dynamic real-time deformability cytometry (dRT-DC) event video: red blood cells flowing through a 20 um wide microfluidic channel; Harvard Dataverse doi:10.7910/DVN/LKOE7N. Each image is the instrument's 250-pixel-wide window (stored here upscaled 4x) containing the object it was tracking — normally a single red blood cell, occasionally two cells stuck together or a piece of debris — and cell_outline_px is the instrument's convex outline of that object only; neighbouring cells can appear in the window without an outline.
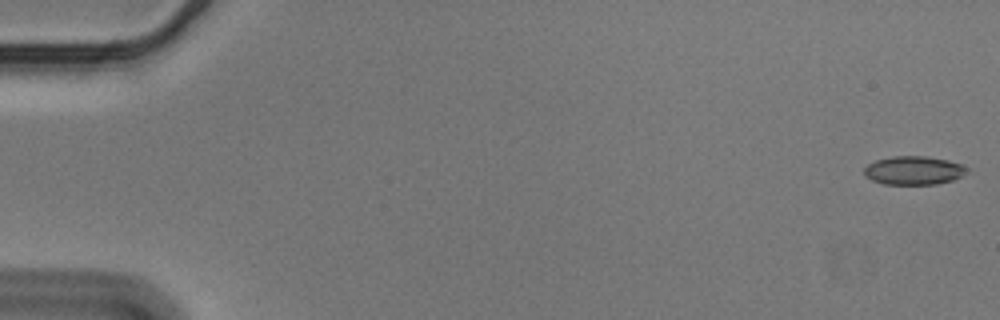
{"species": "Egyptian fruit bat (a non-hibernating species)", "species_latin": "Rousettus aegyptiacus", "temperature_condition": "cold", "stored_images_in_passage": 56, "camera_frame_rate_fps": 3000, "um_per_image_px": 0.085, "animal": {"sex": "male"}, "frame": {"image": 1, "passage_image": 1, "time_ms": 0.0, "image_size_px": [1000, 320], "cell_outline_px": [[968, 168], [960, 176], [952, 180], [936, 184], [884, 184], [872, 180], [864, 176], [864, 168], [868, 164], [876, 160], [892, 156], [928, 156], [948, 160], [960, 164]], "centroid_in_image_um": [77.62, 14.48], "position_along_channel_um": 7.4, "area_um2": 16.99}}
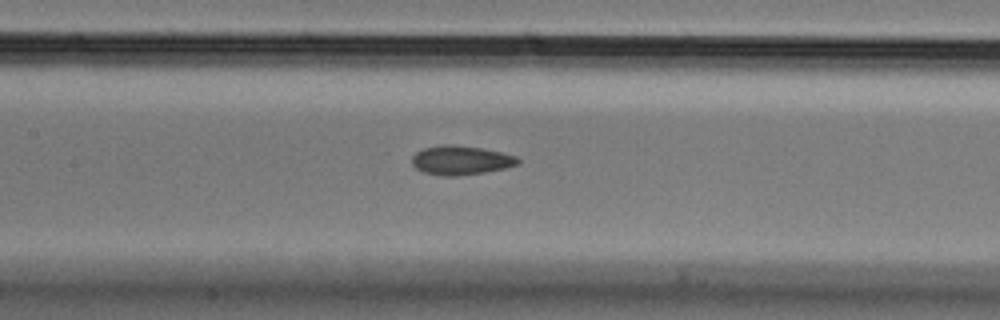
{"frame": {"image": 2, "passage_image": 27, "time_ms": 8.667, "image_size_px": [1000, 320], "cell_outline_px": [[520, 164], [504, 168], [484, 172], [456, 176], [444, 176], [424, 172], [416, 168], [412, 164], [412, 156], [416, 152], [424, 148], [440, 144], [444, 144], [480, 148], [500, 152], [516, 156], [520, 160]], "centroid_in_image_um": [39.16, 13.62], "position_along_channel_um": 168.2, "area_um2": 17.8}}
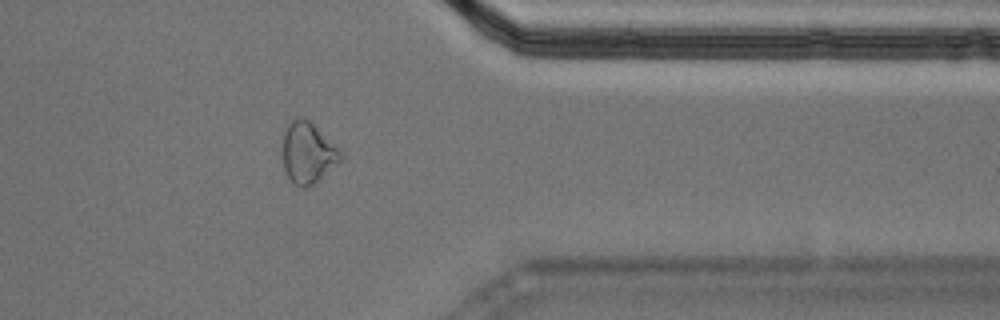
{"frame": {"image": 3, "passage_image": 46, "time_ms": 15.0, "image_size_px": [1000, 320], "cell_outline_px": [[344, 156], [316, 184], [304, 188], [300, 188], [288, 176], [284, 168], [280, 152], [284, 132], [288, 124], [292, 120], [300, 116], [304, 116], [312, 120], [340, 148]], "centroid_in_image_um": [26.17, 12.95], "position_along_channel_um": 385.2, "area_um2": 21.5}, "authors_computed_cell_mechanics": {"area_um2": 17.918, "velocity_mm_per_s": 3.5829, "shape_relaxation_time_tau1_ms": null, "shape_relaxation_time_tau2_ms": 6.1495, "deformation_change_tau1": null, "deformation_change_tau2": 0.1239}}